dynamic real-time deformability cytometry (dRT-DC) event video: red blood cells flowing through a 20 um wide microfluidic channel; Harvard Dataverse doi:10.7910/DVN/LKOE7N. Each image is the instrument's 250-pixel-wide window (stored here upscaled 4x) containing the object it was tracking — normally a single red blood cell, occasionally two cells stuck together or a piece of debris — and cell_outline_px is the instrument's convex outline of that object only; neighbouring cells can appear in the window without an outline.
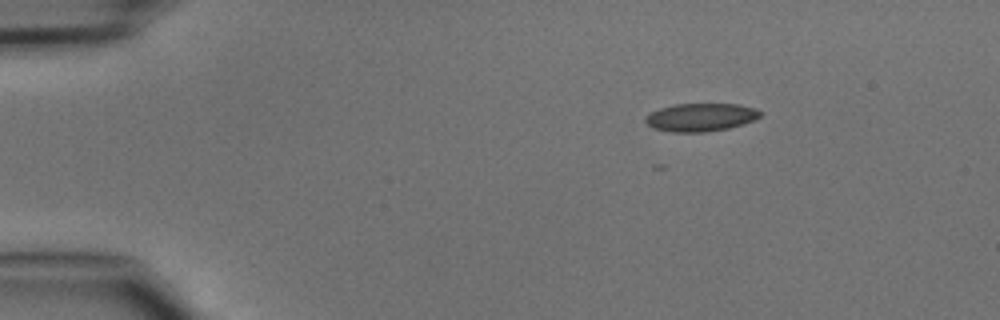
{"species": "common noctule bat (a hibernating species)", "species_latin": "Nyctalus noctula", "temperature_condition": "cold", "stored_images_in_passage": 12, "camera_frame_rate_fps": 3000, "um_per_image_px": 0.085, "animal": {"sex": "male", "body_mass_g": 15.6}, "frame": {"image": 1, "passage_image": 1, "time_ms": 0.0, "image_size_px": [1000, 320], "cell_outline_px": [[764, 112], [760, 116], [752, 120], [728, 128], [704, 132], [672, 132], [656, 128], [648, 124], [644, 120], [644, 116], [660, 108], [672, 104], [740, 104], [756, 108]], "centroid_in_image_um": [59.57, 9.95], "position_along_channel_um": 25.4, "area_um2": 18.67}}
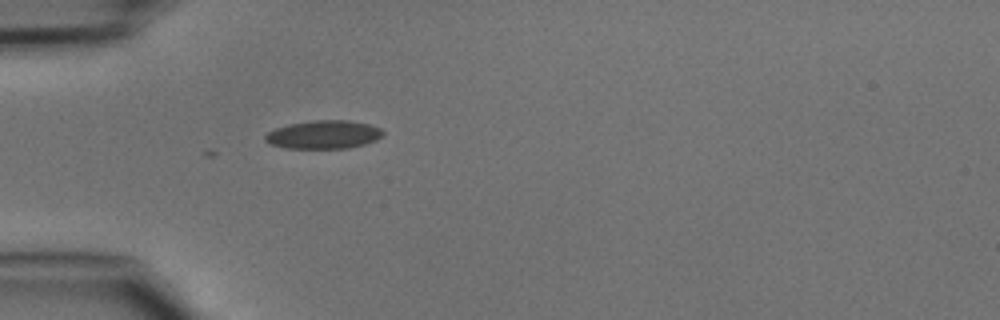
{"frame": {"image": 2, "passage_image": 8, "time_ms": 2.333, "image_size_px": [1000, 320], "cell_outline_px": [[384, 136], [376, 140], [364, 144], [348, 148], [288, 148], [272, 144], [264, 140], [264, 136], [268, 132], [276, 128], [288, 124], [312, 120], [348, 120], [368, 124], [380, 128], [384, 132]], "centroid_in_image_um": [27.53, 11.43], "position_along_channel_um": 57.5, "area_um2": 19.42}}